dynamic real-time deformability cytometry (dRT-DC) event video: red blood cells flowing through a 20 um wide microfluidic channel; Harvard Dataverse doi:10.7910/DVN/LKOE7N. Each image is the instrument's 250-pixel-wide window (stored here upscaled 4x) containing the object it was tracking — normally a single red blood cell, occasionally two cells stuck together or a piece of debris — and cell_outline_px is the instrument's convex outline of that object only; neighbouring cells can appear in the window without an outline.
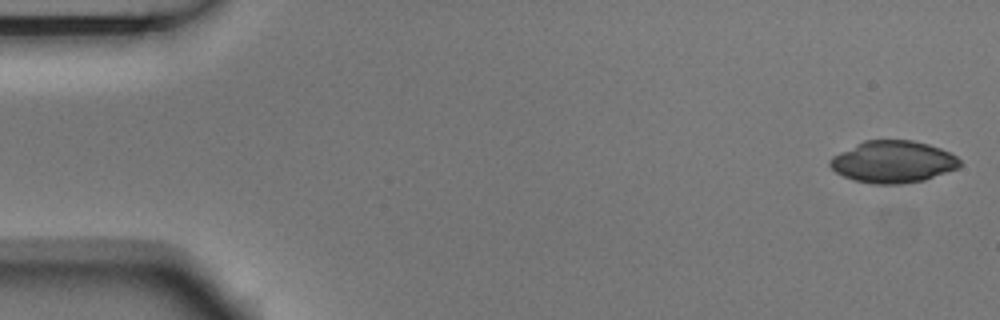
{"species": "Egyptian fruit bat (a non-hibernating species)", "species_latin": "Rousettus aegyptiacus", "temperature_condition": "room temperature", "stored_images_in_passage": 4, "camera_frame_rate_fps": 3000, "um_per_image_px": 0.085, "animal": {"sex": "male"}, "frame": {"image": 1, "passage_image": 1, "time_ms": 0.0, "image_size_px": [1000, 320], "cell_outline_px": [[960, 164], [956, 168], [924, 180], [900, 184], [876, 184], [852, 180], [836, 172], [828, 164], [828, 160], [832, 156], [864, 140], [912, 140], [928, 144], [940, 148], [956, 156], [960, 160]], "centroid_in_image_um": [75.86, 13.75], "position_along_channel_um": 9.1, "area_um2": 31.56}}